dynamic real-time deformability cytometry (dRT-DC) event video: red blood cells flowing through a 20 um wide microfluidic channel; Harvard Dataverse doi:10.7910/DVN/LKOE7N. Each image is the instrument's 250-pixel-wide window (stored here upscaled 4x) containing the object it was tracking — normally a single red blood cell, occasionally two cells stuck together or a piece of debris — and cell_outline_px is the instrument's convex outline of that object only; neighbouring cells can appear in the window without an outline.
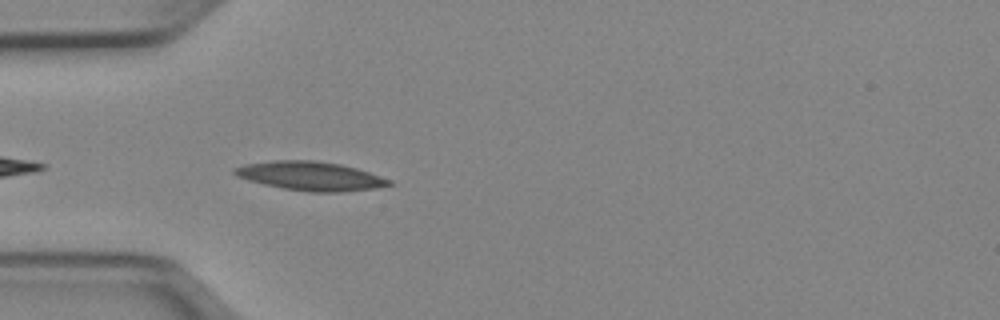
{"species": "Egyptian fruit bat (a non-hibernating species)", "species_latin": "Rousettus aegyptiacus", "temperature_condition": "cold", "stored_images_in_passage": 8, "camera_frame_rate_fps": 3000, "um_per_image_px": 0.085, "animal": {"sex": "female"}, "frame": {"image": 1, "passage_image": 2, "time_ms": 0.333, "image_size_px": [1000, 320], "cell_outline_px": [[392, 184], [376, 188], [340, 192], [308, 192], [284, 188], [264, 184], [248, 180], [236, 176], [232, 172], [232, 168], [244, 164], [276, 160], [312, 160], [340, 164], [356, 168], [392, 180]], "centroid_in_image_um": [26.36, 14.96], "position_along_channel_um": 58.6, "area_um2": 25.95}}